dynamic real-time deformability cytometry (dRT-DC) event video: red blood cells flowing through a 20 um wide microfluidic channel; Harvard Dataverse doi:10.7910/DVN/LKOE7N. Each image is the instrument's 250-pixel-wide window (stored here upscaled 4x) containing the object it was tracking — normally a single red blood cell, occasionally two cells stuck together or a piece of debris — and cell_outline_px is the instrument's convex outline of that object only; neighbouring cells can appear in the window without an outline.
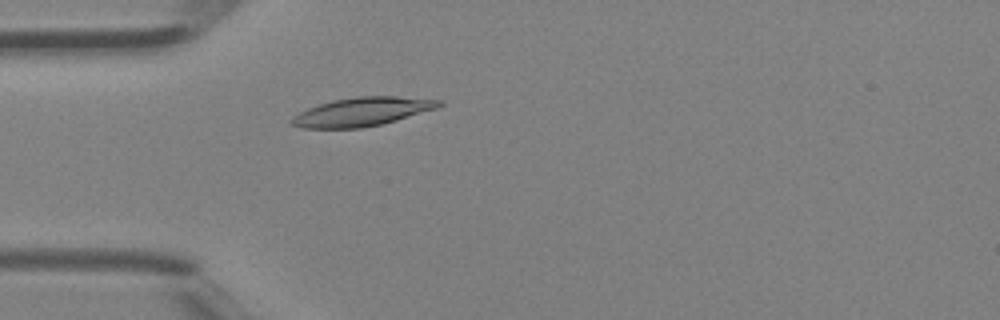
{"species": "Egyptian fruit bat (a non-hibernating species)", "species_latin": "Rousettus aegyptiacus", "temperature_condition": "room temperature", "stored_images_in_passage": 4, "camera_frame_rate_fps": 3000, "um_per_image_px": 0.085, "animal": {"sex": "female"}, "frame": {"image": 1, "passage_image": 4, "time_ms": 1.0, "image_size_px": [1000, 320], "cell_outline_px": [[444, 104], [436, 108], [396, 120], [380, 124], [360, 128], [304, 128], [288, 124], [288, 120], [300, 112], [308, 108], [332, 100], [356, 96], [396, 96], [444, 100]], "centroid_in_image_um": [30.76, 9.49], "position_along_channel_um": 54.2, "area_um2": 24.57}}